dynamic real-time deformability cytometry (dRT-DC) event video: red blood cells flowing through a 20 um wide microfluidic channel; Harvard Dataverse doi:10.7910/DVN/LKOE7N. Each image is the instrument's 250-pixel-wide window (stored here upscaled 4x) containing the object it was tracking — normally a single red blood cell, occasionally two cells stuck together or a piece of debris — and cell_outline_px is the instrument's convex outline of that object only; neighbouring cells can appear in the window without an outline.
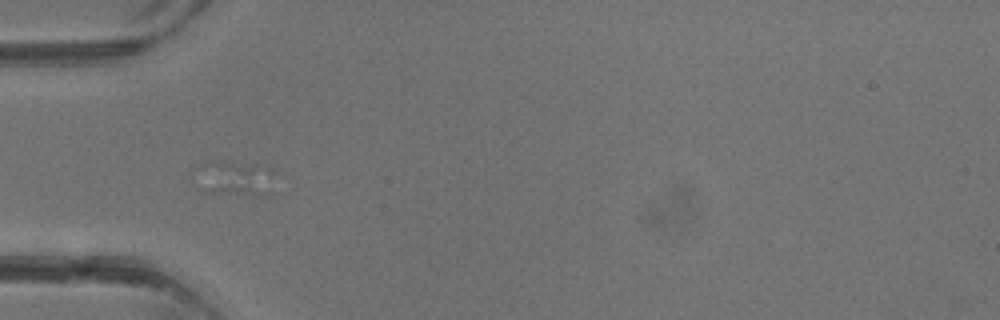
{"species": "common noctule bat (a hibernating species)", "species_latin": "Nyctalus noctula", "temperature_condition": "warm", "stored_images_in_passage": 1, "camera_frame_rate_fps": 3000, "um_per_image_px": 0.085, "animal": {"sex": "male", "body_mass_g": 13.3}, "frame": {"image": 1, "passage_image": 1, "time_ms": 0.0, "image_size_px": [1000, 320], "cell_outline_px": [[272, 196], [252, 196], [200, 192], [196, 168], [204, 160], [220, 160], [256, 164], [272, 168]], "centroid_in_image_um": [19.94, 15.16], "position_along_channel_um": 65.1, "area_um2": 17.11}}